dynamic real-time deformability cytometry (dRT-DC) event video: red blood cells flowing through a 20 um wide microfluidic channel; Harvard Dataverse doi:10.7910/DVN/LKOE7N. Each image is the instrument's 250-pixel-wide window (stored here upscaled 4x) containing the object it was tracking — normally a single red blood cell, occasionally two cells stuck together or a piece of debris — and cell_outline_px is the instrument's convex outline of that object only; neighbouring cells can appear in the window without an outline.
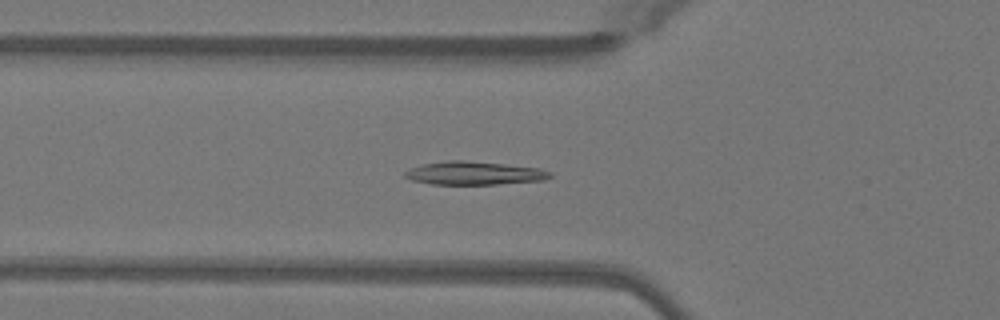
{"species": "Egyptian fruit bat (a non-hibernating species)", "species_latin": "Rousettus aegyptiacus", "temperature_condition": "warm", "stored_images_in_passage": 34, "camera_frame_rate_fps": 3000, "um_per_image_px": 0.085, "animal": {"sex": "female"}, "frame": {"image": 1, "passage_image": 2, "time_ms": 0.333, "image_size_px": [1000, 320], "cell_outline_px": [[552, 176], [544, 180], [496, 184], [432, 184], [412, 180], [404, 176], [404, 172], [412, 168], [424, 164], [448, 160], [464, 160], [504, 164], [540, 168], [552, 172]], "centroid_in_image_um": [40.33, 14.71], "position_along_channel_um": 85.5, "area_um2": 19.54}}
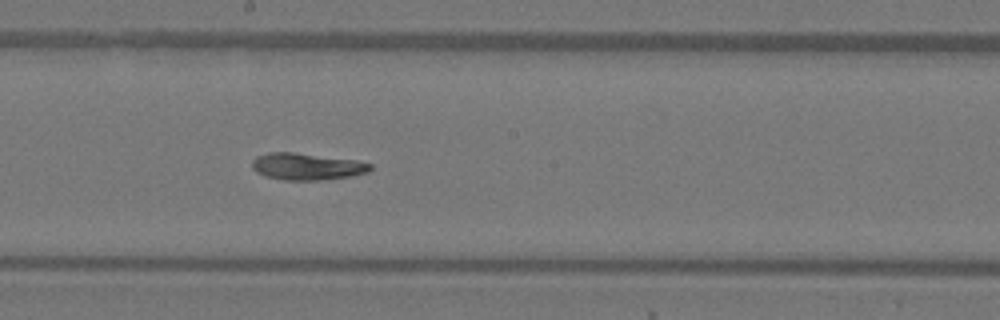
{"frame": {"image": 2, "passage_image": 12, "time_ms": 3.667, "image_size_px": [1000, 320], "cell_outline_px": [[372, 168], [368, 172], [352, 176], [320, 180], [284, 180], [264, 176], [256, 172], [252, 168], [252, 160], [256, 156], [268, 152], [292, 152], [356, 160], [372, 164]], "centroid_in_image_um": [26.06, 14.15], "position_along_channel_um": 222.1, "area_um2": 18.55}}
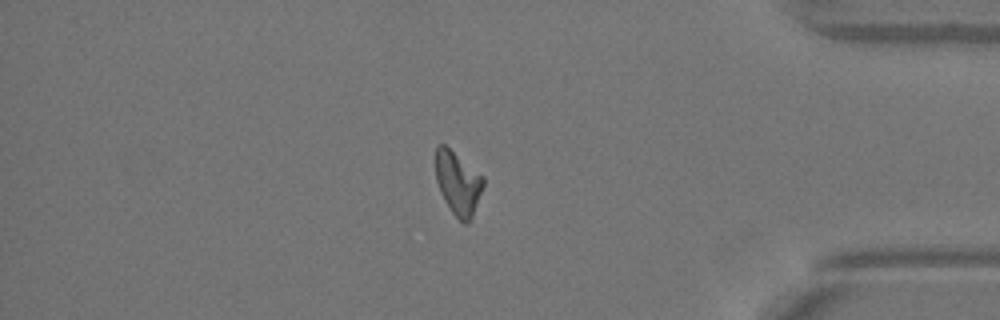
{"frame": {"image": 3, "passage_image": 27, "time_ms": 8.667, "image_size_px": [1000, 320], "cell_outline_px": [[484, 184], [472, 216], [468, 224], [464, 224], [452, 212], [444, 200], [440, 192], [436, 180], [436, 144], [444, 144], [484, 176]], "centroid_in_image_um": [38.92, 15.55], "position_along_channel_um": 396.3, "area_um2": 17.46}, "authors_computed_cell_mechanics": {"area_um2": 18.0914, "velocity_mm_per_s": 4.0744, "shape_relaxation_time_tau1_ms": 10.4004, "shape_relaxation_time_tau2_ms": null, "deformation_change_tau1": 0.2816, "deformation_change_tau2": null}}